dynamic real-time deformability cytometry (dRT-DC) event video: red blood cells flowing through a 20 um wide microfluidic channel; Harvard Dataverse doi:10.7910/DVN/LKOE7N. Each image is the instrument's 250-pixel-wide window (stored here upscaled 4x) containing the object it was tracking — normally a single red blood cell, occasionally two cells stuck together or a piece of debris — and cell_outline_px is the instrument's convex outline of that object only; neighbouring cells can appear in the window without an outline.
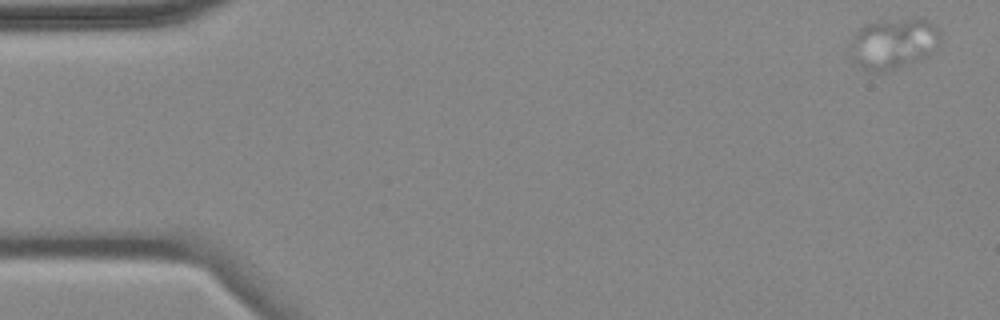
{"species": "common noctule bat (a hibernating species)", "species_latin": "Nyctalus noctula", "temperature_condition": "cold", "stored_images_in_passage": 4, "camera_frame_rate_fps": 3000, "um_per_image_px": 0.085, "animal": {"sex": "female", "body_mass_g": 18.4}, "frame": {"image": 1, "passage_image": 1, "time_ms": 0.0, "image_size_px": [1000, 320], "cell_outline_px": [[940, 44], [936, 48], [924, 56], [916, 60], [888, 72], [868, 72], [860, 68], [848, 52], [852, 36], [864, 24], [916, 16], [920, 16], [928, 20], [936, 28], [940, 36]], "centroid_in_image_um": [75.9, 3.69], "position_along_channel_um": 9.1, "area_um2": 26.99}}
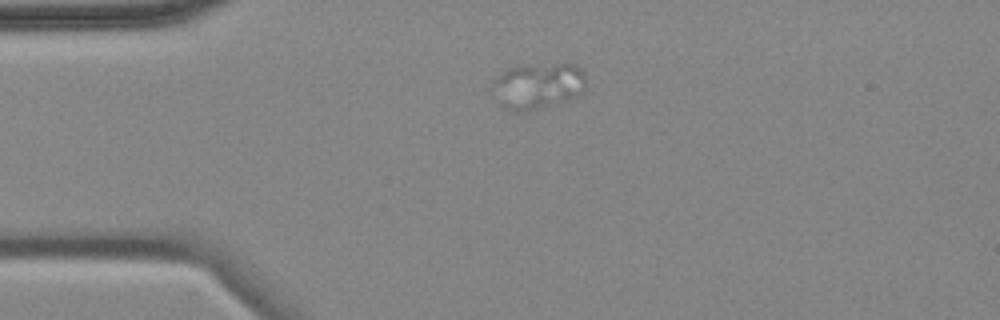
{"frame": {"image": 2, "passage_image": 4, "time_ms": 3.667, "image_size_px": [1000, 320], "cell_outline_px": [[584, 84], [580, 92], [576, 96], [524, 112], [516, 112], [504, 108], [496, 100], [492, 84], [492, 80], [508, 68], [552, 64], [576, 64], [584, 72]], "centroid_in_image_um": [45.66, 7.3], "position_along_channel_um": 39.3, "area_um2": 24.45}}